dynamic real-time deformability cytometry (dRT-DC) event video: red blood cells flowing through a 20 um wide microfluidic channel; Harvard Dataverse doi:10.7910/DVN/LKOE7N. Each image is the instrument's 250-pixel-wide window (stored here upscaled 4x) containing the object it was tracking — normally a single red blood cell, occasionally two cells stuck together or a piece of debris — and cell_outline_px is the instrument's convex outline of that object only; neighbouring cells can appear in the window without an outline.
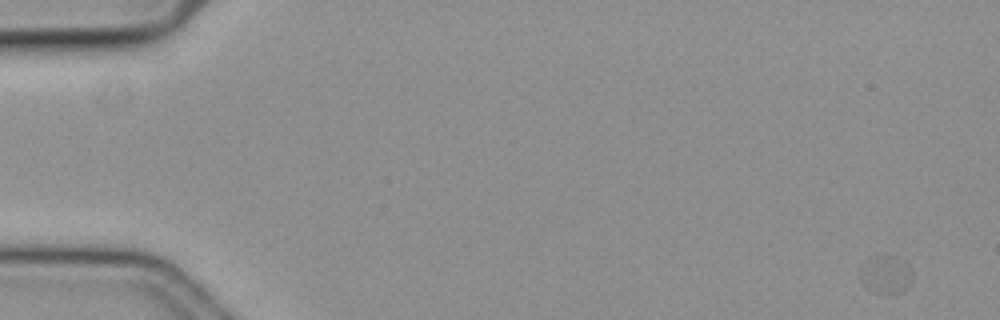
{"species": "common noctule bat (a hibernating species)", "species_latin": "Nyctalus noctula", "temperature_condition": "cold", "stored_images_in_passage": 52, "camera_frame_rate_fps": 3000, "um_per_image_px": 0.085, "animal": {"sex": "female", "body_mass_g": 19.3, "forearm_length_mm": 54.1}, "frame": {"image": 1, "passage_image": 1, "time_ms": 0.0, "image_size_px": [1000, 320], "cell_outline_px": [[912, 280], [908, 288], [904, 292], [888, 296], [872, 292], [860, 280], [860, 264], [868, 256], [896, 256], [904, 260], [908, 264], [912, 272]], "centroid_in_image_um": [75.29, 23.36], "position_along_channel_um": 9.7, "area_um2": 12.31}}
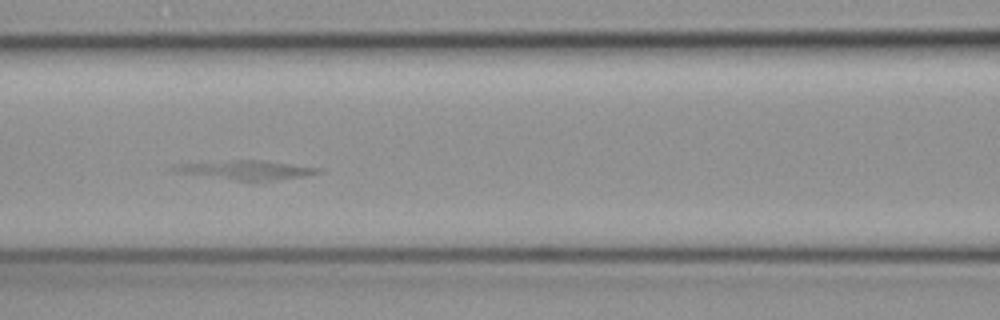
{"frame": {"image": 2, "passage_image": 25, "time_ms": 8.0, "image_size_px": [1000, 320], "cell_outline_px": [[324, 172], [308, 176], [272, 180], [236, 180], [176, 172], [168, 168], [176, 164], [236, 160], [256, 160], [324, 168]], "centroid_in_image_um": [20.99, 14.45], "position_along_channel_um": 145.6, "area_um2": 15.84}}
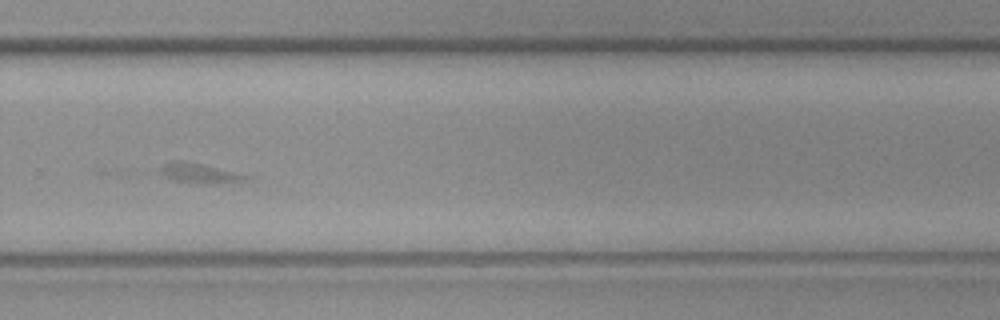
{"frame": {"image": 3, "passage_image": 39, "time_ms": 12.667, "image_size_px": [1000, 320], "cell_outline_px": [[256, 176], [244, 180], [216, 184], [196, 184], [172, 180], [156, 172], [164, 164], [176, 160], [180, 160], [200, 164]], "centroid_in_image_um": [16.96, 14.74], "position_along_channel_um": 312.8, "area_um2": 10.17}}